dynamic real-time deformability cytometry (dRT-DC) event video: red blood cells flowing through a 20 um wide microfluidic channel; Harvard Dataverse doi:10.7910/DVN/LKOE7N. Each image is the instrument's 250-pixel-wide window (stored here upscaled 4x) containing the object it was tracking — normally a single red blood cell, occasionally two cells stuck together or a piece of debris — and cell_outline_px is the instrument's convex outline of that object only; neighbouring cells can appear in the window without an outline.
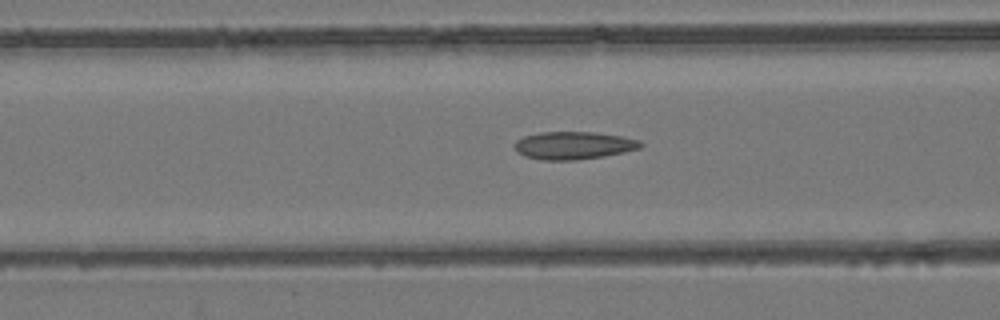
{"species": "common noctule bat (a hibernating species)", "species_latin": "Nyctalus noctula", "temperature_condition": "room temperature", "stored_images_in_passage": 45, "camera_frame_rate_fps": 3000, "um_per_image_px": 0.085, "animal": {"sex": "female", "body_mass_g": 24.6, "forearm_length_mm": 56.2}, "frame": {"image": 1, "passage_image": 13, "time_ms": 4.0, "image_size_px": [1000, 320], "cell_outline_px": [[644, 144], [640, 148], [624, 152], [604, 156], [576, 160], [540, 160], [524, 156], [516, 148], [516, 140], [524, 136], [540, 132], [592, 132], [620, 136], [640, 140]], "centroid_in_image_um": [48.78, 12.36], "position_along_channel_um": 117.8, "area_um2": 20.23}}
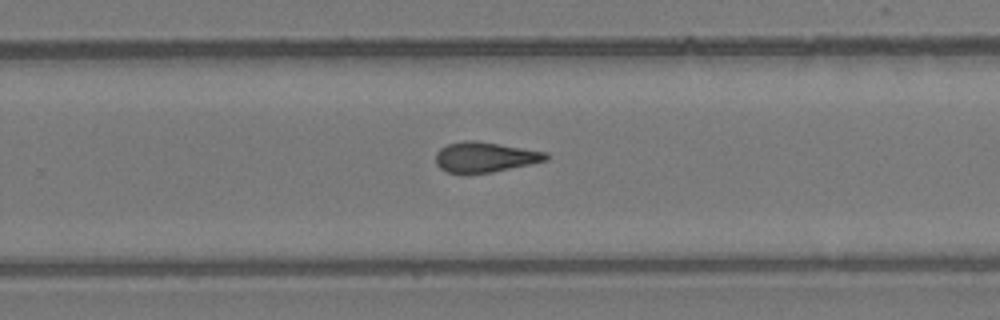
{"frame": {"image": 2, "passage_image": 26, "time_ms": 8.333, "image_size_px": [1000, 320], "cell_outline_px": [[548, 160], [492, 172], [448, 172], [440, 168], [436, 164], [436, 152], [440, 148], [448, 144], [464, 140], [476, 140], [548, 152]], "centroid_in_image_um": [41.23, 13.33], "position_along_channel_um": 288.6, "area_um2": 19.19}}
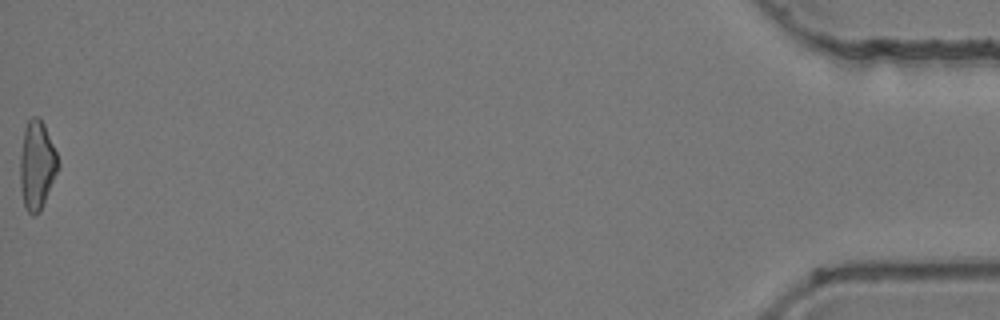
{"frame": {"image": 3, "passage_image": 45, "time_ms": 14.667, "image_size_px": [1000, 320], "cell_outline_px": [[60, 164], [40, 212], [36, 216], [32, 216], [28, 212], [24, 204], [20, 188], [20, 156], [24, 128], [28, 120], [32, 116], [40, 116], [44, 124], [56, 152]], "centroid_in_image_um": [3.13, 14.03], "position_along_channel_um": 432.1, "area_um2": 19.65}, "authors_computed_cell_mechanics": {"area_um2": 19.363, "velocity_mm_per_s": 3.9437, "shape_relaxation_time_tau1_ms": null, "shape_relaxation_time_tau2_ms": 3.1823, "deformation_change_tau1": null, "deformation_change_tau2": 0.1141}}